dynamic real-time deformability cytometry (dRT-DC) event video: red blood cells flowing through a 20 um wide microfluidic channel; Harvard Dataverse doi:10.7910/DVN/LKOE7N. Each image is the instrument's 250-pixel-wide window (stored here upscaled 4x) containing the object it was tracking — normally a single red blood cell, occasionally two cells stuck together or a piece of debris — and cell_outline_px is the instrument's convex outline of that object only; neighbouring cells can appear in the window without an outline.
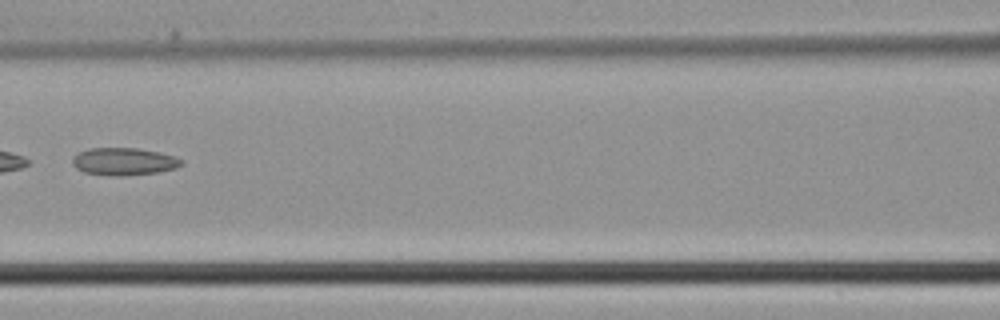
{"species": "common noctule bat (a hibernating species)", "species_latin": "Nyctalus noctula", "temperature_condition": "cold", "stored_images_in_passage": 28, "camera_frame_rate_fps": 3000, "um_per_image_px": 0.085, "animal": {"sex": "male", "body_mass_g": 21.5, "forearm_length_mm": 52.0}, "frame": {"image": 1, "passage_image": 9, "time_ms": 2.667, "image_size_px": [1000, 320], "cell_outline_px": [[184, 164], [176, 168], [156, 172], [124, 176], [116, 176], [84, 172], [76, 168], [72, 164], [72, 160], [80, 152], [88, 148], [136, 148], [160, 152], [184, 160]], "centroid_in_image_um": [10.55, 13.73], "position_along_channel_um": 156.0, "area_um2": 17.34}}